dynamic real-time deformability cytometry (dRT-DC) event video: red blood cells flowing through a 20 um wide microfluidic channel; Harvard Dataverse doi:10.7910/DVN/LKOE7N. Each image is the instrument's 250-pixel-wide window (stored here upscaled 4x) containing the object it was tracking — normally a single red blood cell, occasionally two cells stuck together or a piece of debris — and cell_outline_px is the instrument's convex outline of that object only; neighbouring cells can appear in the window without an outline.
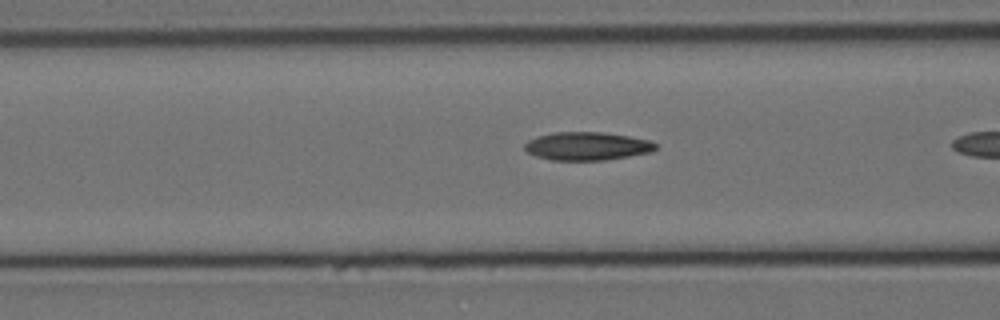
{"species": "Egyptian fruit bat (a non-hibernating species)", "species_latin": "Rousettus aegyptiacus", "temperature_condition": "cold", "stored_images_in_passage": 8, "camera_frame_rate_fps": 3000, "um_per_image_px": 0.085, "animal": {"sex": "female"}, "frame": {"image": 1, "passage_image": 7, "time_ms": 2.0, "image_size_px": [1000, 320], "cell_outline_px": [[656, 148], [652, 152], [604, 160], [552, 160], [536, 156], [528, 152], [524, 148], [524, 144], [528, 140], [536, 136], [552, 132], [604, 132], [628, 136], [648, 140], [656, 144]], "centroid_in_image_um": [49.87, 12.41], "position_along_channel_um": 116.7, "area_um2": 21.5}}